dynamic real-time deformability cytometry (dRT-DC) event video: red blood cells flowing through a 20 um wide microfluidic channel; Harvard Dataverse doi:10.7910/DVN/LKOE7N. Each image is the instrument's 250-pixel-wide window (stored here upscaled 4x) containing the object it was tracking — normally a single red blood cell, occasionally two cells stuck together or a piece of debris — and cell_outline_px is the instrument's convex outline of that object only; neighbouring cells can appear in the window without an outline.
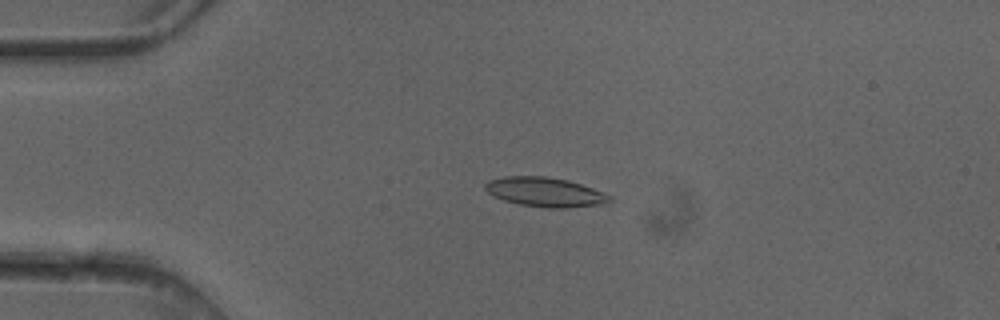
{"species": "common noctule bat (a hibernating species)", "species_latin": "Nyctalus noctula", "temperature_condition": "cold", "stored_images_in_passage": 7, "camera_frame_rate_fps": 3000, "um_per_image_px": 0.085, "animal": {"sex": "female"}, "frame": {"image": 1, "passage_image": 3, "time_ms": 0.667, "image_size_px": [1000, 320], "cell_outline_px": [[612, 200], [596, 204], [568, 208], [548, 208], [520, 204], [504, 200], [492, 196], [484, 188], [484, 184], [488, 180], [504, 176], [544, 176], [568, 180], [604, 192], [612, 196]], "centroid_in_image_um": [46.28, 16.31], "position_along_channel_um": 38.7, "area_um2": 21.21}}
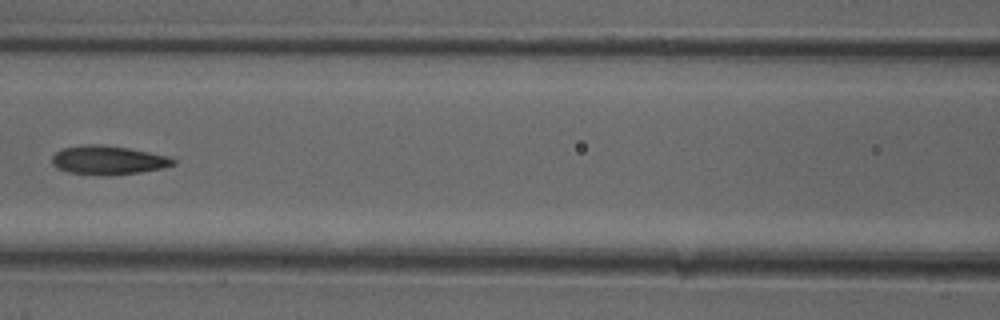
{"frame": {"image": 2, "passage_image": 6, "time_ms": 1.667, "image_size_px": [1000, 320], "cell_outline_px": [[176, 164], [164, 168], [140, 172], [104, 176], [68, 172], [56, 168], [52, 164], [52, 156], [56, 152], [64, 148], [88, 144], [104, 144], [128, 148], [168, 156], [176, 160]], "centroid_in_image_um": [9.19, 13.62], "position_along_channel_um": 157.4, "area_um2": 20.46}}
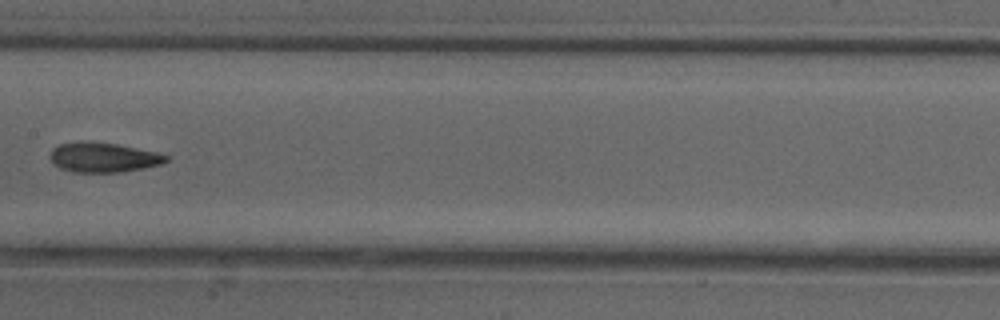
{"frame": {"image": 3, "passage_image": 7, "time_ms": 2.0, "image_size_px": [1000, 320], "cell_outline_px": [[168, 160], [160, 164], [144, 168], [120, 172], [72, 172], [60, 168], [52, 164], [48, 156], [52, 148], [60, 144], [80, 140], [116, 144], [156, 152], [168, 156]], "centroid_in_image_um": [8.7, 13.37], "position_along_channel_um": 198.7, "area_um2": 20.23}}